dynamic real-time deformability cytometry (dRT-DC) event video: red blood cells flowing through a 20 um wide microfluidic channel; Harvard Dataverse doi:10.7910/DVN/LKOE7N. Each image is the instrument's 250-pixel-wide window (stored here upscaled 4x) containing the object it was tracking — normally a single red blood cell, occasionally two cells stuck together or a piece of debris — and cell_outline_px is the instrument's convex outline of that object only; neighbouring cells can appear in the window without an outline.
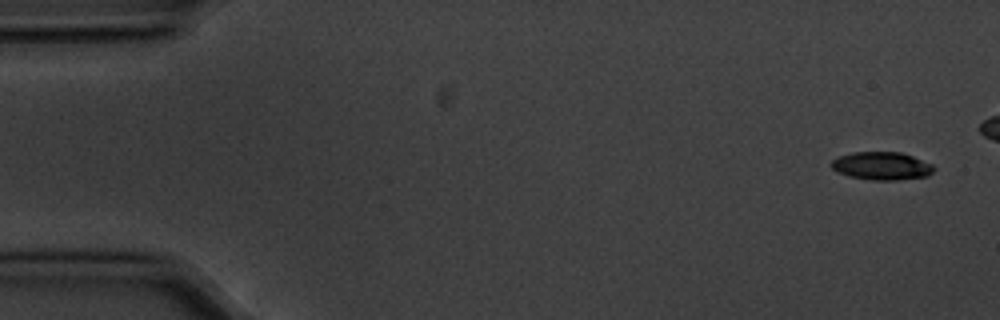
{"species": "common noctule bat (a hibernating species)", "species_latin": "Nyctalus noctula", "temperature_condition": "cold", "stored_images_in_passage": 48, "camera_frame_rate_fps": 3000, "um_per_image_px": 0.085, "animal": {"sex": "male", "body_mass_g": 20.1, "forearm_length_mm": 53.5}, "frame": {"image": 1, "passage_image": 1, "time_ms": 0.0, "image_size_px": [1000, 320], "cell_outline_px": [[936, 168], [928, 176], [896, 180], [872, 180], [848, 176], [836, 172], [828, 164], [832, 160], [840, 156], [852, 152], [900, 152], [912, 156], [932, 164]], "centroid_in_image_um": [74.92, 14.1], "position_along_channel_um": 10.1, "area_um2": 16.82}}
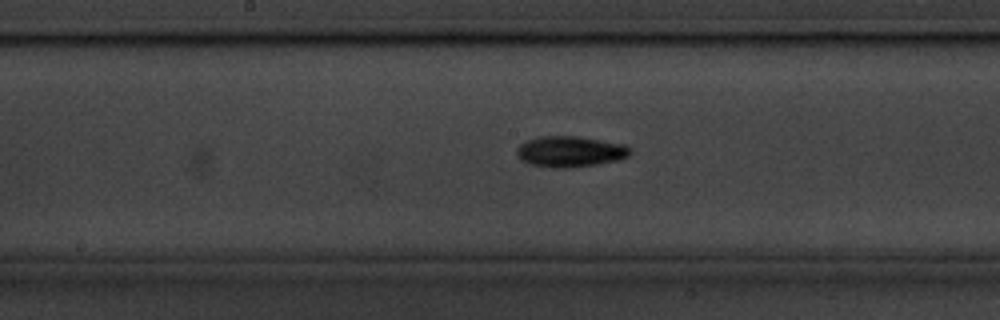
{"frame": {"image": 2, "passage_image": 27, "time_ms": 8.667, "image_size_px": [1000, 320], "cell_outline_px": [[632, 148], [628, 156], [620, 160], [596, 164], [568, 168], [560, 168], [532, 164], [516, 156], [516, 148], [520, 144], [536, 136], [580, 136], [624, 144]], "centroid_in_image_um": [48.48, 12.86], "position_along_channel_um": 199.7, "area_um2": 20.4}}
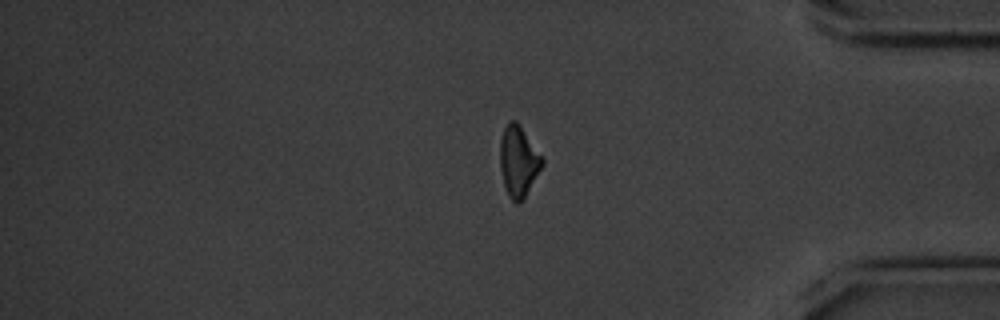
{"frame": {"image": 3, "passage_image": 45, "time_ms": 14.667, "image_size_px": [1000, 320], "cell_outline_px": [[544, 164], [524, 196], [516, 204], [508, 196], [504, 184], [500, 168], [500, 140], [504, 128], [508, 120], [516, 120], [520, 124], [544, 160]], "centroid_in_image_um": [44.05, 13.66], "position_along_channel_um": 391.1, "area_um2": 17.17}, "authors_computed_cell_mechanics": {"area_um2": 17.8602, "velocity_mm_per_s": 3.5851, "shape_relaxation_time_tau1_ms": 2.0114, "shape_relaxation_time_tau2_ms": null, "deformation_change_tau1": 0.1199, "deformation_change_tau2": null}}